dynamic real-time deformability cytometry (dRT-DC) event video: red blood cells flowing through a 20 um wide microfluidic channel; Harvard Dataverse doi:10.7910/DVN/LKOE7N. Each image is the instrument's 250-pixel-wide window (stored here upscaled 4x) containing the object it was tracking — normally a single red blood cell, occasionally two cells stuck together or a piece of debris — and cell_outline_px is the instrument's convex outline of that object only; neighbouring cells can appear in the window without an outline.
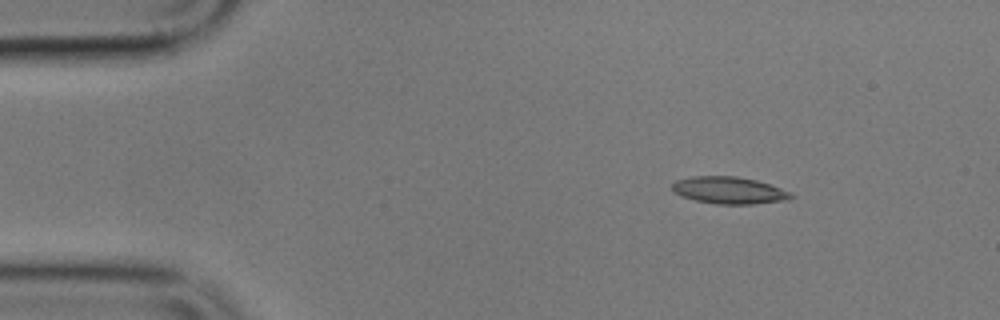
{"species": "common noctule bat (a hibernating species)", "species_latin": "Nyctalus noctula", "temperature_condition": "cold", "stored_images_in_passage": 2, "camera_frame_rate_fps": 3000, "um_per_image_px": 0.085, "animal": {"sex": "male", "body_mass_g": 17.9}, "frame": {"image": 1, "passage_image": 2, "time_ms": 2.0, "image_size_px": [1000, 320], "cell_outline_px": [[796, 196], [788, 200], [756, 204], [716, 204], [696, 200], [680, 196], [672, 188], [672, 184], [676, 180], [692, 176], [736, 176], [756, 180], [792, 192]], "centroid_in_image_um": [62.01, 16.18], "position_along_channel_um": 23.0, "area_um2": 18.79}}